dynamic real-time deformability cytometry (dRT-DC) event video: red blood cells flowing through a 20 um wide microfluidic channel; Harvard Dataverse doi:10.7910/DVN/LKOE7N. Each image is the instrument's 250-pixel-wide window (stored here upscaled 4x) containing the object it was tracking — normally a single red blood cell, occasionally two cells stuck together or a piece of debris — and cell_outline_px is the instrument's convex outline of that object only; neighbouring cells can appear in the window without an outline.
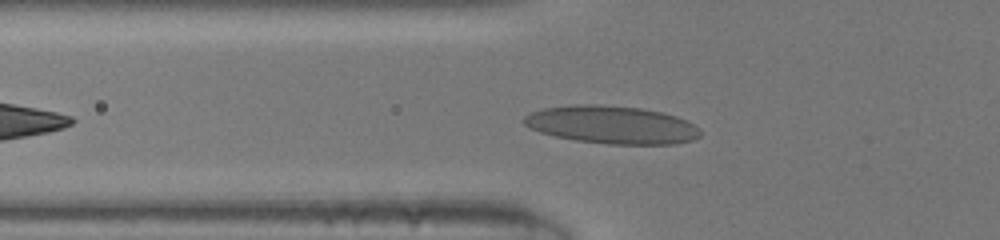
{"species": "human", "species_latin": "Homo sapiens", "temperature_condition": "room temperature", "stored_images_in_passage": 34, "camera_frame_rate_fps": 3000, "um_per_image_px": 0.085, "donor": {"sex": "male"}, "frame": {"image": 1, "passage_image": 5, "time_ms": 1.333, "image_size_px": [1000, 240], "cell_outline_px": [[700, 136], [692, 140], [676, 144], [608, 144], [576, 140], [556, 136], [540, 132], [528, 128], [520, 120], [524, 116], [532, 112], [544, 108], [576, 104], [592, 104], [640, 108], [660, 112], [676, 116], [692, 124], [700, 132]], "centroid_in_image_um": [51.94, 10.61], "position_along_channel_um": 73.9, "area_um2": 38.67}}
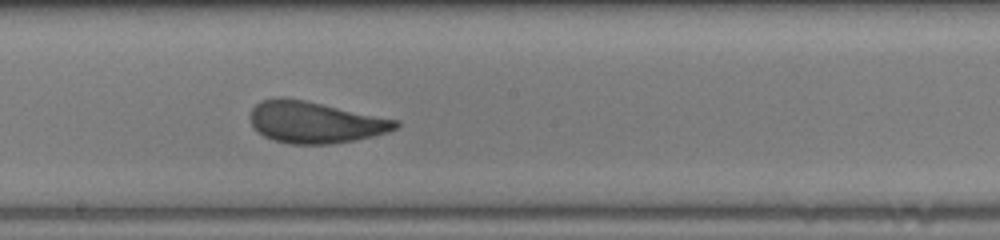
{"frame": {"image": 2, "passage_image": 15, "time_ms": 4.667, "image_size_px": [1000, 240], "cell_outline_px": [[400, 124], [396, 128], [388, 132], [356, 140], [332, 144], [288, 144], [272, 140], [264, 136], [252, 124], [248, 116], [252, 108], [260, 100], [280, 96], [304, 100], [400, 120]], "centroid_in_image_um": [26.76, 10.39], "position_along_channel_um": 221.4, "area_um2": 35.43}}
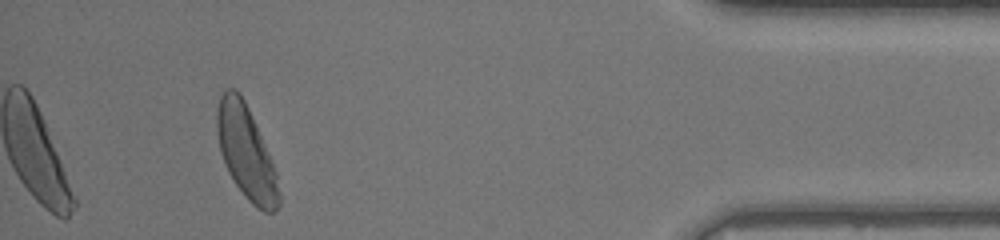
{"frame": {"image": 3, "passage_image": 31, "time_ms": 10.0, "image_size_px": [1000, 240], "cell_outline_px": [[280, 204], [272, 212], [264, 212], [252, 204], [244, 196], [228, 172], [220, 152], [216, 128], [216, 108], [220, 96], [224, 88], [236, 88], [240, 92], [248, 108], [268, 152], [276, 172], [280, 196]], "centroid_in_image_um": [20.89, 12.92], "position_along_channel_um": 414.3, "area_um2": 33.47}}